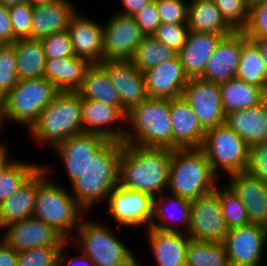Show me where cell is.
Wrapping results in <instances>:
<instances>
[{
    "label": "cell",
    "instance_id": "6da1fadb",
    "mask_svg": "<svg viewBox=\"0 0 267 266\" xmlns=\"http://www.w3.org/2000/svg\"><path fill=\"white\" fill-rule=\"evenodd\" d=\"M171 150L122 142L118 185L157 197L167 191Z\"/></svg>",
    "mask_w": 267,
    "mask_h": 266
},
{
    "label": "cell",
    "instance_id": "7a4b0ae2",
    "mask_svg": "<svg viewBox=\"0 0 267 266\" xmlns=\"http://www.w3.org/2000/svg\"><path fill=\"white\" fill-rule=\"evenodd\" d=\"M122 142L107 139L94 153L80 176L69 184L70 194L87 212L100 202H106L108 195L118 185L119 160Z\"/></svg>",
    "mask_w": 267,
    "mask_h": 266
},
{
    "label": "cell",
    "instance_id": "3957f363",
    "mask_svg": "<svg viewBox=\"0 0 267 266\" xmlns=\"http://www.w3.org/2000/svg\"><path fill=\"white\" fill-rule=\"evenodd\" d=\"M48 165L39 167V186L33 217L45 222L69 241L87 212L70 194L67 187L50 179Z\"/></svg>",
    "mask_w": 267,
    "mask_h": 266
},
{
    "label": "cell",
    "instance_id": "277c9868",
    "mask_svg": "<svg viewBox=\"0 0 267 266\" xmlns=\"http://www.w3.org/2000/svg\"><path fill=\"white\" fill-rule=\"evenodd\" d=\"M126 123L124 143L172 150L170 99L148 97L127 112Z\"/></svg>",
    "mask_w": 267,
    "mask_h": 266
},
{
    "label": "cell",
    "instance_id": "5b68a950",
    "mask_svg": "<svg viewBox=\"0 0 267 266\" xmlns=\"http://www.w3.org/2000/svg\"><path fill=\"white\" fill-rule=\"evenodd\" d=\"M82 98L77 91H59L30 127V137L40 145L53 148L72 135L83 132Z\"/></svg>",
    "mask_w": 267,
    "mask_h": 266
},
{
    "label": "cell",
    "instance_id": "8992f818",
    "mask_svg": "<svg viewBox=\"0 0 267 266\" xmlns=\"http://www.w3.org/2000/svg\"><path fill=\"white\" fill-rule=\"evenodd\" d=\"M219 179L201 148L171 150L168 192L195 200L214 191Z\"/></svg>",
    "mask_w": 267,
    "mask_h": 266
},
{
    "label": "cell",
    "instance_id": "52a82bcc",
    "mask_svg": "<svg viewBox=\"0 0 267 266\" xmlns=\"http://www.w3.org/2000/svg\"><path fill=\"white\" fill-rule=\"evenodd\" d=\"M86 216L88 213L81 219L76 235L69 240L71 248L80 247L81 253L89 257L94 266H138L139 260L112 231L111 222L103 225Z\"/></svg>",
    "mask_w": 267,
    "mask_h": 266
},
{
    "label": "cell",
    "instance_id": "ba28073f",
    "mask_svg": "<svg viewBox=\"0 0 267 266\" xmlns=\"http://www.w3.org/2000/svg\"><path fill=\"white\" fill-rule=\"evenodd\" d=\"M58 92L59 90L46 77L19 80L3 98L1 126L5 127V122L10 120V123L24 125L29 130Z\"/></svg>",
    "mask_w": 267,
    "mask_h": 266
},
{
    "label": "cell",
    "instance_id": "9c48e42d",
    "mask_svg": "<svg viewBox=\"0 0 267 266\" xmlns=\"http://www.w3.org/2000/svg\"><path fill=\"white\" fill-rule=\"evenodd\" d=\"M201 149L218 177L246 170L249 146L225 124L206 130Z\"/></svg>",
    "mask_w": 267,
    "mask_h": 266
},
{
    "label": "cell",
    "instance_id": "30bf717a",
    "mask_svg": "<svg viewBox=\"0 0 267 266\" xmlns=\"http://www.w3.org/2000/svg\"><path fill=\"white\" fill-rule=\"evenodd\" d=\"M107 209L105 216L114 219L121 232V226L126 228L140 227L150 228L153 218L154 197L147 193L115 186L107 197Z\"/></svg>",
    "mask_w": 267,
    "mask_h": 266
},
{
    "label": "cell",
    "instance_id": "8fae6325",
    "mask_svg": "<svg viewBox=\"0 0 267 266\" xmlns=\"http://www.w3.org/2000/svg\"><path fill=\"white\" fill-rule=\"evenodd\" d=\"M228 230L215 191L191 200L190 226L187 235L192 240L223 242Z\"/></svg>",
    "mask_w": 267,
    "mask_h": 266
},
{
    "label": "cell",
    "instance_id": "7c38bea8",
    "mask_svg": "<svg viewBox=\"0 0 267 266\" xmlns=\"http://www.w3.org/2000/svg\"><path fill=\"white\" fill-rule=\"evenodd\" d=\"M103 25V61L131 60L144 37L134 17L115 12Z\"/></svg>",
    "mask_w": 267,
    "mask_h": 266
},
{
    "label": "cell",
    "instance_id": "4fadbf2b",
    "mask_svg": "<svg viewBox=\"0 0 267 266\" xmlns=\"http://www.w3.org/2000/svg\"><path fill=\"white\" fill-rule=\"evenodd\" d=\"M182 97L205 130L224 124L225 112L219 84L202 78H189Z\"/></svg>",
    "mask_w": 267,
    "mask_h": 266
},
{
    "label": "cell",
    "instance_id": "5bb4252c",
    "mask_svg": "<svg viewBox=\"0 0 267 266\" xmlns=\"http://www.w3.org/2000/svg\"><path fill=\"white\" fill-rule=\"evenodd\" d=\"M230 266H261L267 229L254 224L229 229L224 241Z\"/></svg>",
    "mask_w": 267,
    "mask_h": 266
},
{
    "label": "cell",
    "instance_id": "9a60e30c",
    "mask_svg": "<svg viewBox=\"0 0 267 266\" xmlns=\"http://www.w3.org/2000/svg\"><path fill=\"white\" fill-rule=\"evenodd\" d=\"M3 241L17 252L38 247L63 246L67 242L53 227L33 216L5 226Z\"/></svg>",
    "mask_w": 267,
    "mask_h": 266
},
{
    "label": "cell",
    "instance_id": "2e32d148",
    "mask_svg": "<svg viewBox=\"0 0 267 266\" xmlns=\"http://www.w3.org/2000/svg\"><path fill=\"white\" fill-rule=\"evenodd\" d=\"M127 112L122 107L98 100L82 99L81 118L83 132L100 134L107 139L124 141ZM116 124V126H114ZM120 124V125H119Z\"/></svg>",
    "mask_w": 267,
    "mask_h": 266
},
{
    "label": "cell",
    "instance_id": "e0dca14e",
    "mask_svg": "<svg viewBox=\"0 0 267 266\" xmlns=\"http://www.w3.org/2000/svg\"><path fill=\"white\" fill-rule=\"evenodd\" d=\"M99 65L107 72L126 112L148 98L144 74L131 60L103 61Z\"/></svg>",
    "mask_w": 267,
    "mask_h": 266
},
{
    "label": "cell",
    "instance_id": "ac0fdd59",
    "mask_svg": "<svg viewBox=\"0 0 267 266\" xmlns=\"http://www.w3.org/2000/svg\"><path fill=\"white\" fill-rule=\"evenodd\" d=\"M228 177V178H227ZM226 183L246 208L249 224L267 229V183L246 171L226 176Z\"/></svg>",
    "mask_w": 267,
    "mask_h": 266
},
{
    "label": "cell",
    "instance_id": "d6986e66",
    "mask_svg": "<svg viewBox=\"0 0 267 266\" xmlns=\"http://www.w3.org/2000/svg\"><path fill=\"white\" fill-rule=\"evenodd\" d=\"M246 39L243 31H233L223 36L212 52L204 74L200 78L217 84L236 78L241 59V46Z\"/></svg>",
    "mask_w": 267,
    "mask_h": 266
},
{
    "label": "cell",
    "instance_id": "ffe728a7",
    "mask_svg": "<svg viewBox=\"0 0 267 266\" xmlns=\"http://www.w3.org/2000/svg\"><path fill=\"white\" fill-rule=\"evenodd\" d=\"M107 140L106 137L89 132H82L68 137L52 149L63 162L69 182L80 176L95 151Z\"/></svg>",
    "mask_w": 267,
    "mask_h": 266
},
{
    "label": "cell",
    "instance_id": "44dd1931",
    "mask_svg": "<svg viewBox=\"0 0 267 266\" xmlns=\"http://www.w3.org/2000/svg\"><path fill=\"white\" fill-rule=\"evenodd\" d=\"M80 9L71 17L67 29L74 55L92 64L103 62V25L89 16L81 15Z\"/></svg>",
    "mask_w": 267,
    "mask_h": 266
},
{
    "label": "cell",
    "instance_id": "7402d4cb",
    "mask_svg": "<svg viewBox=\"0 0 267 266\" xmlns=\"http://www.w3.org/2000/svg\"><path fill=\"white\" fill-rule=\"evenodd\" d=\"M148 97L178 98L182 96L188 77L185 75L179 57L166 60L143 72Z\"/></svg>",
    "mask_w": 267,
    "mask_h": 266
},
{
    "label": "cell",
    "instance_id": "603a6c76",
    "mask_svg": "<svg viewBox=\"0 0 267 266\" xmlns=\"http://www.w3.org/2000/svg\"><path fill=\"white\" fill-rule=\"evenodd\" d=\"M172 150L201 148L206 130L184 98L170 99Z\"/></svg>",
    "mask_w": 267,
    "mask_h": 266
},
{
    "label": "cell",
    "instance_id": "cb8c5ba5",
    "mask_svg": "<svg viewBox=\"0 0 267 266\" xmlns=\"http://www.w3.org/2000/svg\"><path fill=\"white\" fill-rule=\"evenodd\" d=\"M174 208H176L175 211ZM190 217L191 200L170 192L168 194L166 191L154 197L153 218L150 227L159 231L187 234L190 226Z\"/></svg>",
    "mask_w": 267,
    "mask_h": 266
},
{
    "label": "cell",
    "instance_id": "d4e9b609",
    "mask_svg": "<svg viewBox=\"0 0 267 266\" xmlns=\"http://www.w3.org/2000/svg\"><path fill=\"white\" fill-rule=\"evenodd\" d=\"M223 36L226 35L189 30L186 43L177 52L188 78H200L204 74L206 64Z\"/></svg>",
    "mask_w": 267,
    "mask_h": 266
},
{
    "label": "cell",
    "instance_id": "484cf974",
    "mask_svg": "<svg viewBox=\"0 0 267 266\" xmlns=\"http://www.w3.org/2000/svg\"><path fill=\"white\" fill-rule=\"evenodd\" d=\"M146 238L155 259V266H185L189 240L186 233L146 229Z\"/></svg>",
    "mask_w": 267,
    "mask_h": 266
},
{
    "label": "cell",
    "instance_id": "4316f807",
    "mask_svg": "<svg viewBox=\"0 0 267 266\" xmlns=\"http://www.w3.org/2000/svg\"><path fill=\"white\" fill-rule=\"evenodd\" d=\"M77 7L71 0L33 6L32 39H41L53 33L66 31Z\"/></svg>",
    "mask_w": 267,
    "mask_h": 266
},
{
    "label": "cell",
    "instance_id": "83f0119b",
    "mask_svg": "<svg viewBox=\"0 0 267 266\" xmlns=\"http://www.w3.org/2000/svg\"><path fill=\"white\" fill-rule=\"evenodd\" d=\"M224 124L250 147L267 141V98L253 108L225 114Z\"/></svg>",
    "mask_w": 267,
    "mask_h": 266
},
{
    "label": "cell",
    "instance_id": "f1b7e54d",
    "mask_svg": "<svg viewBox=\"0 0 267 266\" xmlns=\"http://www.w3.org/2000/svg\"><path fill=\"white\" fill-rule=\"evenodd\" d=\"M91 64L76 55L61 59H46L44 77L51 81L59 91H77Z\"/></svg>",
    "mask_w": 267,
    "mask_h": 266
},
{
    "label": "cell",
    "instance_id": "f546056e",
    "mask_svg": "<svg viewBox=\"0 0 267 266\" xmlns=\"http://www.w3.org/2000/svg\"><path fill=\"white\" fill-rule=\"evenodd\" d=\"M39 186V168L25 183L0 204V221L3 227L33 216Z\"/></svg>",
    "mask_w": 267,
    "mask_h": 266
},
{
    "label": "cell",
    "instance_id": "4dcf8cb0",
    "mask_svg": "<svg viewBox=\"0 0 267 266\" xmlns=\"http://www.w3.org/2000/svg\"><path fill=\"white\" fill-rule=\"evenodd\" d=\"M187 25L189 30L229 35L234 30L223 19L214 1L189 0Z\"/></svg>",
    "mask_w": 267,
    "mask_h": 266
},
{
    "label": "cell",
    "instance_id": "1f68e13d",
    "mask_svg": "<svg viewBox=\"0 0 267 266\" xmlns=\"http://www.w3.org/2000/svg\"><path fill=\"white\" fill-rule=\"evenodd\" d=\"M219 85L225 114L253 108L267 98V93L261 87L238 78L229 79Z\"/></svg>",
    "mask_w": 267,
    "mask_h": 266
},
{
    "label": "cell",
    "instance_id": "d6a6232c",
    "mask_svg": "<svg viewBox=\"0 0 267 266\" xmlns=\"http://www.w3.org/2000/svg\"><path fill=\"white\" fill-rule=\"evenodd\" d=\"M77 92L82 99L98 100L105 104L122 107L117 90L107 72L99 64H92L87 69L83 83Z\"/></svg>",
    "mask_w": 267,
    "mask_h": 266
},
{
    "label": "cell",
    "instance_id": "836d02e7",
    "mask_svg": "<svg viewBox=\"0 0 267 266\" xmlns=\"http://www.w3.org/2000/svg\"><path fill=\"white\" fill-rule=\"evenodd\" d=\"M12 44L17 59L18 79L44 77L46 58L40 39H19Z\"/></svg>",
    "mask_w": 267,
    "mask_h": 266
},
{
    "label": "cell",
    "instance_id": "e575fe53",
    "mask_svg": "<svg viewBox=\"0 0 267 266\" xmlns=\"http://www.w3.org/2000/svg\"><path fill=\"white\" fill-rule=\"evenodd\" d=\"M236 78L261 87L266 92V70L257 46L246 39L241 46V59Z\"/></svg>",
    "mask_w": 267,
    "mask_h": 266
},
{
    "label": "cell",
    "instance_id": "d590c367",
    "mask_svg": "<svg viewBox=\"0 0 267 266\" xmlns=\"http://www.w3.org/2000/svg\"><path fill=\"white\" fill-rule=\"evenodd\" d=\"M185 266H230V263L222 242L190 239L187 246Z\"/></svg>",
    "mask_w": 267,
    "mask_h": 266
},
{
    "label": "cell",
    "instance_id": "8d00e7d4",
    "mask_svg": "<svg viewBox=\"0 0 267 266\" xmlns=\"http://www.w3.org/2000/svg\"><path fill=\"white\" fill-rule=\"evenodd\" d=\"M176 55L177 51L158 41L154 36H144L131 61L143 73Z\"/></svg>",
    "mask_w": 267,
    "mask_h": 266
},
{
    "label": "cell",
    "instance_id": "74e56055",
    "mask_svg": "<svg viewBox=\"0 0 267 266\" xmlns=\"http://www.w3.org/2000/svg\"><path fill=\"white\" fill-rule=\"evenodd\" d=\"M41 165L14 159L0 174V204L15 193Z\"/></svg>",
    "mask_w": 267,
    "mask_h": 266
},
{
    "label": "cell",
    "instance_id": "f35d334b",
    "mask_svg": "<svg viewBox=\"0 0 267 266\" xmlns=\"http://www.w3.org/2000/svg\"><path fill=\"white\" fill-rule=\"evenodd\" d=\"M214 191L217 193L223 217L229 229L249 224L246 208L226 183L221 185L219 182Z\"/></svg>",
    "mask_w": 267,
    "mask_h": 266
},
{
    "label": "cell",
    "instance_id": "ab89813d",
    "mask_svg": "<svg viewBox=\"0 0 267 266\" xmlns=\"http://www.w3.org/2000/svg\"><path fill=\"white\" fill-rule=\"evenodd\" d=\"M18 81L14 45L5 44L0 50V96L4 98Z\"/></svg>",
    "mask_w": 267,
    "mask_h": 266
},
{
    "label": "cell",
    "instance_id": "60d3db41",
    "mask_svg": "<svg viewBox=\"0 0 267 266\" xmlns=\"http://www.w3.org/2000/svg\"><path fill=\"white\" fill-rule=\"evenodd\" d=\"M214 3L234 31H242L246 27L249 6L245 0H214Z\"/></svg>",
    "mask_w": 267,
    "mask_h": 266
},
{
    "label": "cell",
    "instance_id": "b9f144b4",
    "mask_svg": "<svg viewBox=\"0 0 267 266\" xmlns=\"http://www.w3.org/2000/svg\"><path fill=\"white\" fill-rule=\"evenodd\" d=\"M63 246L38 247L17 252V266H58Z\"/></svg>",
    "mask_w": 267,
    "mask_h": 266
},
{
    "label": "cell",
    "instance_id": "7bdbcfd3",
    "mask_svg": "<svg viewBox=\"0 0 267 266\" xmlns=\"http://www.w3.org/2000/svg\"><path fill=\"white\" fill-rule=\"evenodd\" d=\"M13 36L16 40L32 38L33 6L26 2L8 8Z\"/></svg>",
    "mask_w": 267,
    "mask_h": 266
},
{
    "label": "cell",
    "instance_id": "ee69618b",
    "mask_svg": "<svg viewBox=\"0 0 267 266\" xmlns=\"http://www.w3.org/2000/svg\"><path fill=\"white\" fill-rule=\"evenodd\" d=\"M46 59H61L74 55L68 31L53 33L40 39Z\"/></svg>",
    "mask_w": 267,
    "mask_h": 266
},
{
    "label": "cell",
    "instance_id": "f6af8a7d",
    "mask_svg": "<svg viewBox=\"0 0 267 266\" xmlns=\"http://www.w3.org/2000/svg\"><path fill=\"white\" fill-rule=\"evenodd\" d=\"M242 31L247 39L267 38V1L249 7L248 22Z\"/></svg>",
    "mask_w": 267,
    "mask_h": 266
},
{
    "label": "cell",
    "instance_id": "bcb514c9",
    "mask_svg": "<svg viewBox=\"0 0 267 266\" xmlns=\"http://www.w3.org/2000/svg\"><path fill=\"white\" fill-rule=\"evenodd\" d=\"M161 23L187 24V0H155Z\"/></svg>",
    "mask_w": 267,
    "mask_h": 266
},
{
    "label": "cell",
    "instance_id": "7dc6e473",
    "mask_svg": "<svg viewBox=\"0 0 267 266\" xmlns=\"http://www.w3.org/2000/svg\"><path fill=\"white\" fill-rule=\"evenodd\" d=\"M188 32L187 24L161 23L153 36L178 52L186 43Z\"/></svg>",
    "mask_w": 267,
    "mask_h": 266
},
{
    "label": "cell",
    "instance_id": "c3c4849f",
    "mask_svg": "<svg viewBox=\"0 0 267 266\" xmlns=\"http://www.w3.org/2000/svg\"><path fill=\"white\" fill-rule=\"evenodd\" d=\"M245 171L267 183V141L249 147Z\"/></svg>",
    "mask_w": 267,
    "mask_h": 266
},
{
    "label": "cell",
    "instance_id": "681fc988",
    "mask_svg": "<svg viewBox=\"0 0 267 266\" xmlns=\"http://www.w3.org/2000/svg\"><path fill=\"white\" fill-rule=\"evenodd\" d=\"M133 17L144 36H153L161 24L155 0L144 5Z\"/></svg>",
    "mask_w": 267,
    "mask_h": 266
},
{
    "label": "cell",
    "instance_id": "f907efd6",
    "mask_svg": "<svg viewBox=\"0 0 267 266\" xmlns=\"http://www.w3.org/2000/svg\"><path fill=\"white\" fill-rule=\"evenodd\" d=\"M70 246L71 243L67 241L61 248L58 256V266H94L90 258L82 253L76 256L68 255L67 248H70Z\"/></svg>",
    "mask_w": 267,
    "mask_h": 266
},
{
    "label": "cell",
    "instance_id": "816d5d0a",
    "mask_svg": "<svg viewBox=\"0 0 267 266\" xmlns=\"http://www.w3.org/2000/svg\"><path fill=\"white\" fill-rule=\"evenodd\" d=\"M0 40L5 44H12L16 41L11 28L9 10L0 3Z\"/></svg>",
    "mask_w": 267,
    "mask_h": 266
},
{
    "label": "cell",
    "instance_id": "f5cc1de1",
    "mask_svg": "<svg viewBox=\"0 0 267 266\" xmlns=\"http://www.w3.org/2000/svg\"><path fill=\"white\" fill-rule=\"evenodd\" d=\"M0 266H17V251L0 242Z\"/></svg>",
    "mask_w": 267,
    "mask_h": 266
},
{
    "label": "cell",
    "instance_id": "db71d44e",
    "mask_svg": "<svg viewBox=\"0 0 267 266\" xmlns=\"http://www.w3.org/2000/svg\"><path fill=\"white\" fill-rule=\"evenodd\" d=\"M152 0H120L122 4V10H118L117 13L127 16H134L138 11Z\"/></svg>",
    "mask_w": 267,
    "mask_h": 266
},
{
    "label": "cell",
    "instance_id": "11a10c76",
    "mask_svg": "<svg viewBox=\"0 0 267 266\" xmlns=\"http://www.w3.org/2000/svg\"><path fill=\"white\" fill-rule=\"evenodd\" d=\"M249 40H251L257 46L261 58L264 61V66L266 70V93H267V38L249 39Z\"/></svg>",
    "mask_w": 267,
    "mask_h": 266
},
{
    "label": "cell",
    "instance_id": "9f6ffc18",
    "mask_svg": "<svg viewBox=\"0 0 267 266\" xmlns=\"http://www.w3.org/2000/svg\"><path fill=\"white\" fill-rule=\"evenodd\" d=\"M10 151L7 144L0 143V174L6 169V167L13 161L9 155Z\"/></svg>",
    "mask_w": 267,
    "mask_h": 266
},
{
    "label": "cell",
    "instance_id": "6f0895ef",
    "mask_svg": "<svg viewBox=\"0 0 267 266\" xmlns=\"http://www.w3.org/2000/svg\"><path fill=\"white\" fill-rule=\"evenodd\" d=\"M26 2H28V0H0V3L3 4L6 8L24 4Z\"/></svg>",
    "mask_w": 267,
    "mask_h": 266
},
{
    "label": "cell",
    "instance_id": "680465c9",
    "mask_svg": "<svg viewBox=\"0 0 267 266\" xmlns=\"http://www.w3.org/2000/svg\"><path fill=\"white\" fill-rule=\"evenodd\" d=\"M55 1H57V0H28V2L32 6L43 5V4L52 3V2H55Z\"/></svg>",
    "mask_w": 267,
    "mask_h": 266
},
{
    "label": "cell",
    "instance_id": "91938a15",
    "mask_svg": "<svg viewBox=\"0 0 267 266\" xmlns=\"http://www.w3.org/2000/svg\"><path fill=\"white\" fill-rule=\"evenodd\" d=\"M247 5L250 7L252 5H255V4H258L260 2H263V1H267V0H245Z\"/></svg>",
    "mask_w": 267,
    "mask_h": 266
},
{
    "label": "cell",
    "instance_id": "94428289",
    "mask_svg": "<svg viewBox=\"0 0 267 266\" xmlns=\"http://www.w3.org/2000/svg\"><path fill=\"white\" fill-rule=\"evenodd\" d=\"M2 111H3V97L0 96V118L2 115Z\"/></svg>",
    "mask_w": 267,
    "mask_h": 266
},
{
    "label": "cell",
    "instance_id": "6125c7cd",
    "mask_svg": "<svg viewBox=\"0 0 267 266\" xmlns=\"http://www.w3.org/2000/svg\"><path fill=\"white\" fill-rule=\"evenodd\" d=\"M1 231L2 232L4 231V227L2 226L1 221H0V233H1ZM0 235H1L0 242H2L3 241V235L2 234H0Z\"/></svg>",
    "mask_w": 267,
    "mask_h": 266
},
{
    "label": "cell",
    "instance_id": "be15d7a7",
    "mask_svg": "<svg viewBox=\"0 0 267 266\" xmlns=\"http://www.w3.org/2000/svg\"><path fill=\"white\" fill-rule=\"evenodd\" d=\"M4 45H5V43L0 40V50Z\"/></svg>",
    "mask_w": 267,
    "mask_h": 266
},
{
    "label": "cell",
    "instance_id": "e7e4bbea",
    "mask_svg": "<svg viewBox=\"0 0 267 266\" xmlns=\"http://www.w3.org/2000/svg\"><path fill=\"white\" fill-rule=\"evenodd\" d=\"M2 129H3V128H2L1 123H0V132L2 131ZM1 135H2V134L0 133V137H1ZM0 143H1V141H0Z\"/></svg>",
    "mask_w": 267,
    "mask_h": 266
}]
</instances>
